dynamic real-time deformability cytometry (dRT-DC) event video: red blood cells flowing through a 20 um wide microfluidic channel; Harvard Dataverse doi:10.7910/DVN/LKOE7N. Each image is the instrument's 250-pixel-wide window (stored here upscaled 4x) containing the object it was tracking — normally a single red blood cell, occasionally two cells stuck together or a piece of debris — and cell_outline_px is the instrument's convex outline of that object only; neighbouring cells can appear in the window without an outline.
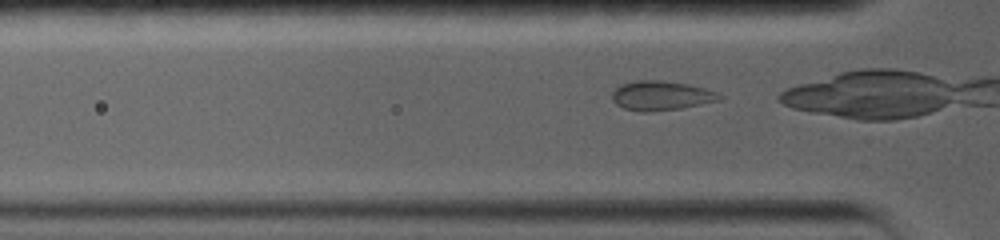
{"species": "common noctule bat (a hibernating species)", "species_latin": "Nyctalus noctula", "temperature_condition": "warm", "stored_images_in_passage": 14, "camera_frame_rate_fps": 5000, "um_per_image_px": 0.085, "animal": {"sex": "female", "body_mass_g": 19.0, "forearm_length_mm": 56.7}, "frame": {"image": 1, "passage_image": 3, "time_ms": 0.4, "image_size_px": [1000, 240], "cell_outline_px": [[724, 96], [720, 100], [680, 108], [648, 112], [640, 112], [624, 108], [616, 104], [612, 100], [612, 92], [620, 84], [636, 80], [660, 80], [688, 84], [704, 88], [716, 92]], "centroid_in_image_um": [56.17, 8.12], "position_along_channel_um": 69.6, "area_um2": 18.38}}
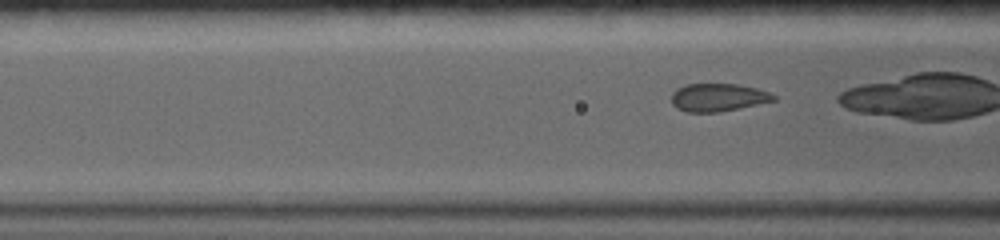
{"frame": {"image": 2, "passage_image": 9, "time_ms": 1.4, "image_size_px": [1000, 240], "cell_outline_px": [[776, 100], [740, 108], [720, 112], [688, 112], [676, 108], [672, 104], [672, 92], [676, 88], [684, 84], [736, 84], [756, 88], [768, 92], [776, 96]], "centroid_in_image_um": [61.01, 8.28], "position_along_channel_um": 105.6, "area_um2": 16.65}}